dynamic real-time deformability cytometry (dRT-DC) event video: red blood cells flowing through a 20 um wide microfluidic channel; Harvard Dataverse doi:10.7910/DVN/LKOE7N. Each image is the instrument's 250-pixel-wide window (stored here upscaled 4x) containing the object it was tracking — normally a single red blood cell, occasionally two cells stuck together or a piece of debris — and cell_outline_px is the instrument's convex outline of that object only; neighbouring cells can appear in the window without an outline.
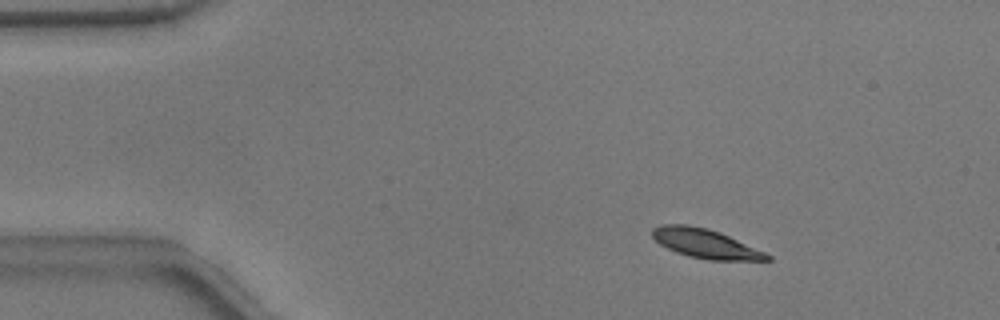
{"species": "common noctule bat (a hibernating species)", "species_latin": "Nyctalus noctula", "temperature_condition": "warm", "stored_images_in_passage": 40, "camera_frame_rate_fps": 3000, "um_per_image_px": 0.085, "animal": {"sex": "male", "body_mass_g": 17.9}, "frame": {"image": 1, "passage_image": 7, "time_ms": 2.0, "image_size_px": [1000, 320], "cell_outline_px": [[772, 260], [708, 260], [688, 256], [676, 252], [660, 244], [652, 236], [652, 228], [660, 224], [688, 224], [708, 228], [720, 232], [764, 252], [772, 256]], "centroid_in_image_um": [59.93, 20.69], "position_along_channel_um": 25.1, "area_um2": 19.48}}
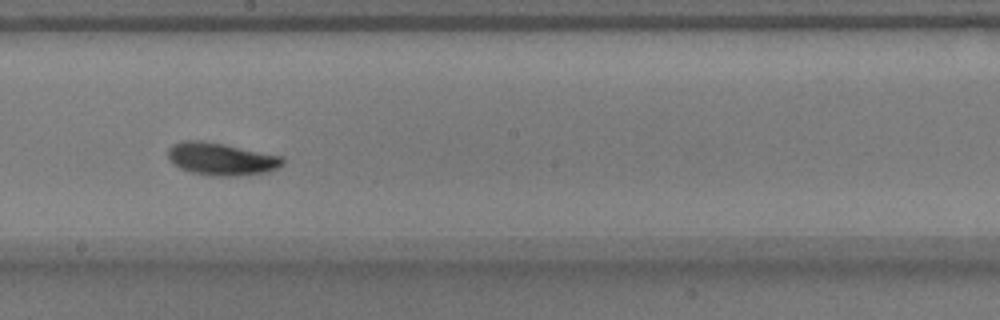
{"frame": {"image": 2, "passage_image": 29, "time_ms": 9.333, "image_size_px": [1000, 320], "cell_outline_px": [[284, 164], [268, 172], [236, 176], [212, 176], [192, 172], [180, 168], [172, 164], [168, 160], [168, 148], [172, 144], [184, 140], [200, 140], [284, 156]], "centroid_in_image_um": [18.79, 13.52], "position_along_channel_um": 229.4, "area_um2": 21.79}}
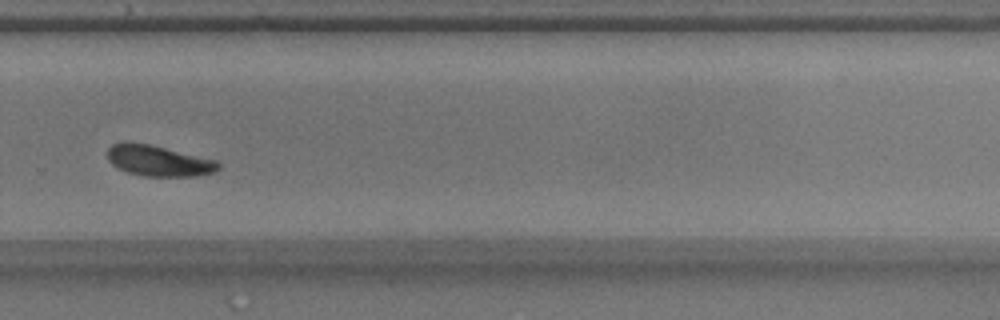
{"frame": {"image": 3, "passage_image": 36, "time_ms": 11.667, "image_size_px": [1000, 320], "cell_outline_px": [[220, 168], [216, 172], [196, 176], [144, 176], [128, 172], [112, 164], [108, 160], [108, 148], [112, 144], [124, 140], [148, 144], [216, 160], [220, 164]], "centroid_in_image_um": [13.47, 13.66], "position_along_channel_um": 316.3, "area_um2": 19.88}, "authors_computed_cell_mechanics": {"area_um2": 20.23, "velocity_mm_per_s": 3.7308, "shape_relaxation_time_tau1_ms": 4.4822, "shape_relaxation_time_tau2_ms": 1.7882, "deformation_change_tau1": 0.1981, "deformation_change_tau2": 0.0712}}